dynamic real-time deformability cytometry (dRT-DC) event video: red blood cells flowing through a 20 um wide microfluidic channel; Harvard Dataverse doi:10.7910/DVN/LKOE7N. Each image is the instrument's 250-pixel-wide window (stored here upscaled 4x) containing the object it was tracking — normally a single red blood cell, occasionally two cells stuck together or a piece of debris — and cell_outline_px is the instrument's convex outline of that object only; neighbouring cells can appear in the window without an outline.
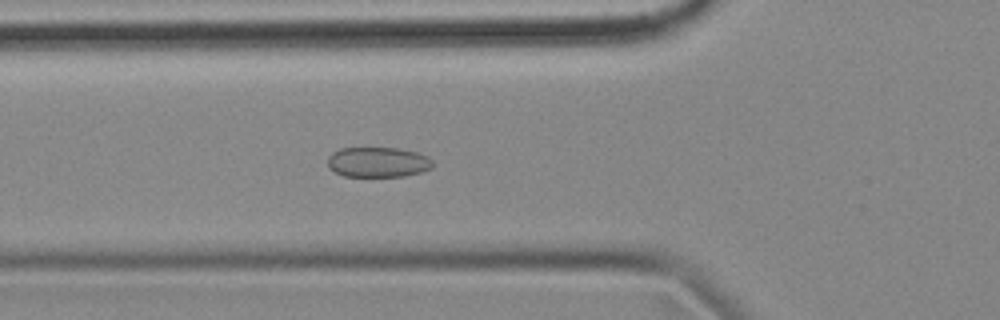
{"species": "common noctule bat (a hibernating species)", "species_latin": "Nyctalus noctula", "temperature_condition": "cold", "stored_images_in_passage": 57, "camera_frame_rate_fps": 3000, "um_per_image_px": 0.085, "animal": {"sex": "female", "body_mass_g": 18.4}, "frame": {"image": 1, "passage_image": 20, "time_ms": 6.333, "image_size_px": [1000, 320], "cell_outline_px": [[432, 168], [420, 172], [404, 176], [344, 176], [328, 168], [328, 156], [332, 152], [340, 148], [396, 148], [416, 152], [428, 156], [432, 160]], "centroid_in_image_um": [32.11, 13.78], "position_along_channel_um": 93.7, "area_um2": 18.44}}
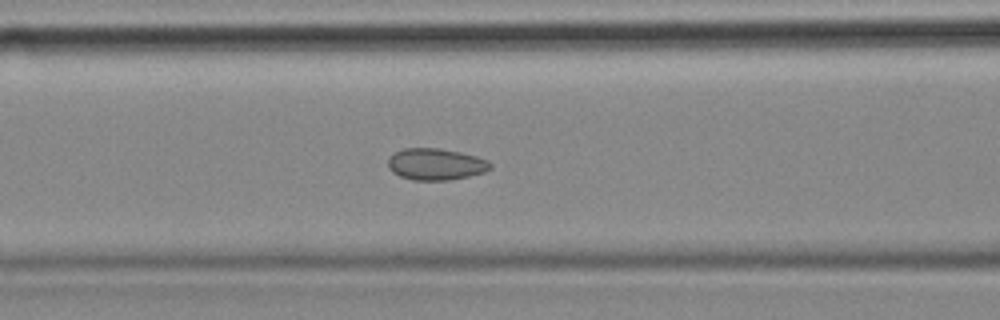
{"frame": {"image": 2, "passage_image": 23, "time_ms": 7.333, "image_size_px": [1000, 320], "cell_outline_px": [[492, 168], [484, 172], [468, 176], [448, 180], [412, 180], [400, 176], [392, 172], [388, 168], [388, 160], [396, 152], [404, 148], [440, 148], [460, 152], [476, 156], [488, 160], [492, 164]], "centroid_in_image_um": [37.05, 13.96], "position_along_channel_um": 129.5, "area_um2": 18.84}}
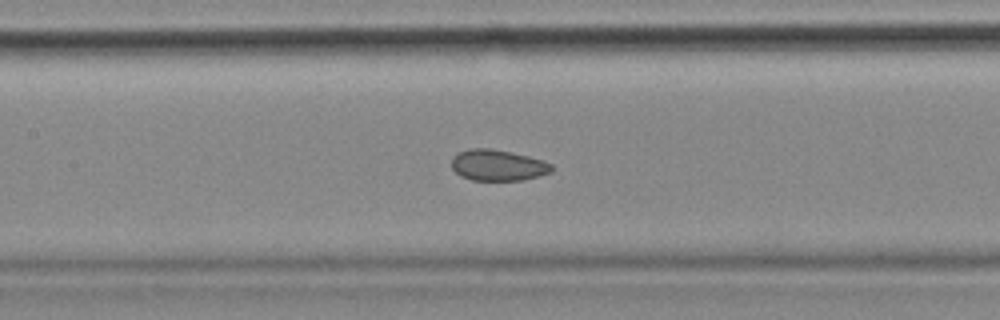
{"frame": {"image": 3, "passage_image": 26, "time_ms": 8.333, "image_size_px": [1000, 320], "cell_outline_px": [[552, 172], [540, 176], [524, 180], [472, 180], [460, 176], [452, 168], [452, 156], [460, 152], [472, 148], [488, 148], [528, 156], [544, 160], [552, 164]], "centroid_in_image_um": [42.33, 14.05], "position_along_channel_um": 165.1, "area_um2": 18.09}, "authors_computed_cell_mechanics": {"area_um2": 19.363, "velocity_mm_per_s": 3.5472, "shape_relaxation_time_tau1_ms": null, "shape_relaxation_time_tau2_ms": 1.7738, "deformation_change_tau1": null, "deformation_change_tau2": 0.0625}}